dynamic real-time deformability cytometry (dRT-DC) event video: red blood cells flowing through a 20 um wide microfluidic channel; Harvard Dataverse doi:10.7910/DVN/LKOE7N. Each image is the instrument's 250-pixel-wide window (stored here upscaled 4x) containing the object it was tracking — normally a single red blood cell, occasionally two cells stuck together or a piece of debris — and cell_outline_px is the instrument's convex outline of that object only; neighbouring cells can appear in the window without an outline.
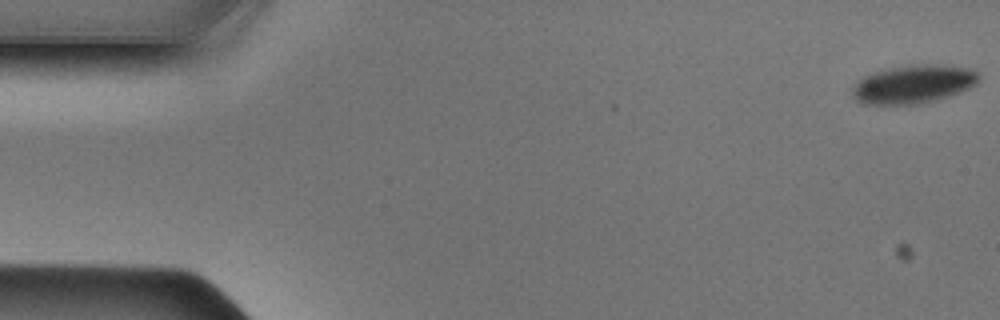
{"species": "Egyptian fruit bat (a non-hibernating species)", "species_latin": "Rousettus aegyptiacus", "temperature_condition": "cold", "stored_images_in_passage": 49, "camera_frame_rate_fps": 3000, "um_per_image_px": 0.085, "animal": {"sex": "male"}, "frame": {"image": 1, "passage_image": 1, "time_ms": 0.0, "image_size_px": [1000, 320], "cell_outline_px": [[980, 80], [976, 84], [968, 88], [944, 96], [916, 104], [864, 104], [856, 100], [852, 96], [852, 88], [856, 80], [876, 72], [908, 64], [944, 64], [964, 68], [976, 72], [980, 76]], "centroid_in_image_um": [77.59, 7.14], "position_along_channel_um": 7.4, "area_um2": 27.8}}
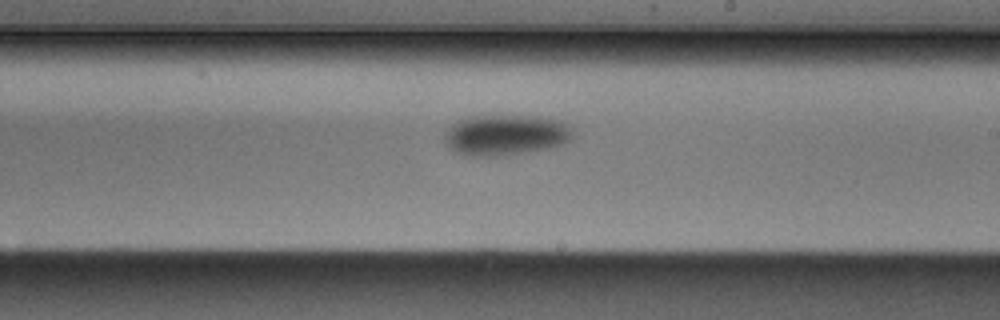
{"frame": {"image": 2, "passage_image": 28, "time_ms": 9.0, "image_size_px": [1000, 320], "cell_outline_px": [[576, 136], [572, 140], [564, 144], [548, 148], [504, 156], [464, 156], [448, 148], [444, 140], [444, 136], [452, 124], [464, 116], [536, 116], [560, 120], [568, 124], [572, 128]], "centroid_in_image_um": [43.0, 11.48], "position_along_channel_um": 246.0, "area_um2": 30.98}}
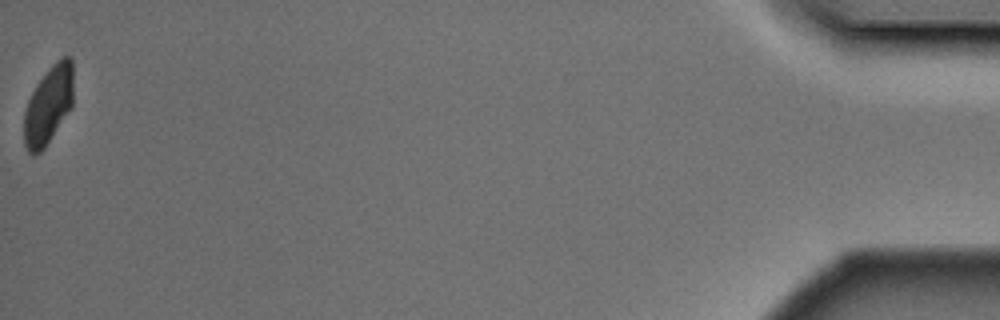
{"frame": {"image": 3, "passage_image": 49, "time_ms": 16.0, "image_size_px": [1000, 320], "cell_outline_px": [[72, 108], [44, 148], [36, 156], [32, 156], [28, 152], [24, 144], [24, 112], [28, 100], [32, 92], [48, 68], [56, 60], [64, 56], [68, 56], [72, 60]], "centroid_in_image_um": [4.11, 8.96], "position_along_channel_um": 431.1, "area_um2": 22.48}}